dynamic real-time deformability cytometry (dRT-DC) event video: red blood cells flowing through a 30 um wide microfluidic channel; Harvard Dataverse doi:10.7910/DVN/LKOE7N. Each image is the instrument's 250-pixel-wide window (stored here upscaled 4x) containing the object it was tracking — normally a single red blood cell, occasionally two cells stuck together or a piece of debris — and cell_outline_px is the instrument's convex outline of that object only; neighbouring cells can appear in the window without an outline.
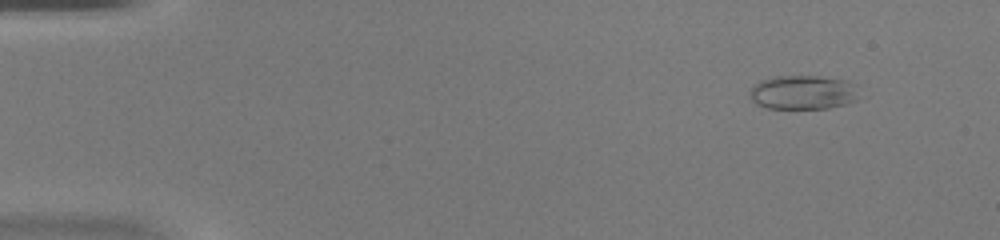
{"species": "common noctule bat (a hibernating species)", "species_latin": "Nyctalus noctula", "temperature_condition": "warm", "stored_images_in_passage": 48, "camera_frame_rate_fps": 3000, "um_per_image_px": 0.085, "animal": {"sex": "female", "body_mass_g": 20.0, "forearm_length_mm": 54.0}, "frame": {"image": 1, "passage_image": 5, "time_ms": 1.333, "image_size_px": [1000, 240], "cell_outline_px": [[856, 100], [844, 104], [828, 108], [768, 108], [756, 104], [752, 100], [748, 92], [760, 80], [776, 76], [820, 76], [848, 80], [856, 84]], "centroid_in_image_um": [68.24, 7.84], "position_along_channel_um": 16.8, "area_um2": 21.68}}
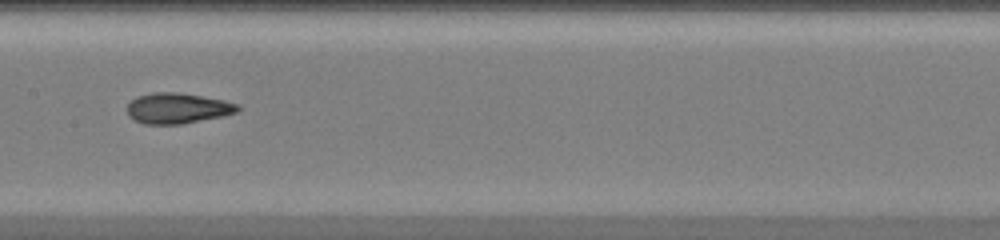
{"frame": {"image": 2, "passage_image": 25, "time_ms": 8.0, "image_size_px": [1000, 240], "cell_outline_px": [[240, 108], [236, 112], [224, 116], [180, 124], [144, 124], [128, 116], [128, 104], [136, 96], [152, 92], [176, 92], [224, 100], [240, 104]], "centroid_in_image_um": [15.09, 9.2], "position_along_channel_um": 192.3, "area_um2": 19.65}}
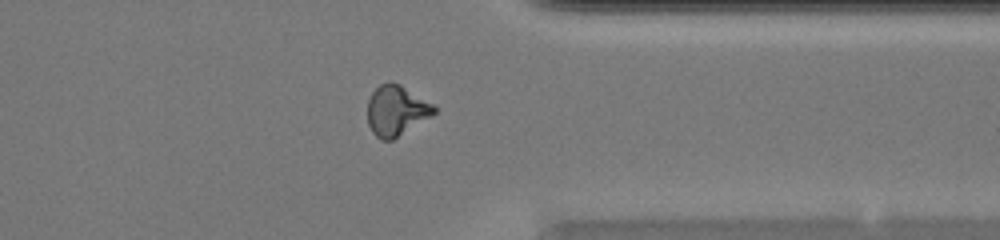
{"frame": {"image": 3, "passage_image": 38, "time_ms": 12.333, "image_size_px": [1000, 240], "cell_outline_px": [[436, 112], [392, 140], [380, 140], [372, 132], [368, 124], [368, 100], [372, 92], [380, 84], [388, 80], [392, 80], [400, 84], [432, 104], [436, 108]], "centroid_in_image_um": [33.64, 9.37], "position_along_channel_um": 377.8, "area_um2": 19.31}}